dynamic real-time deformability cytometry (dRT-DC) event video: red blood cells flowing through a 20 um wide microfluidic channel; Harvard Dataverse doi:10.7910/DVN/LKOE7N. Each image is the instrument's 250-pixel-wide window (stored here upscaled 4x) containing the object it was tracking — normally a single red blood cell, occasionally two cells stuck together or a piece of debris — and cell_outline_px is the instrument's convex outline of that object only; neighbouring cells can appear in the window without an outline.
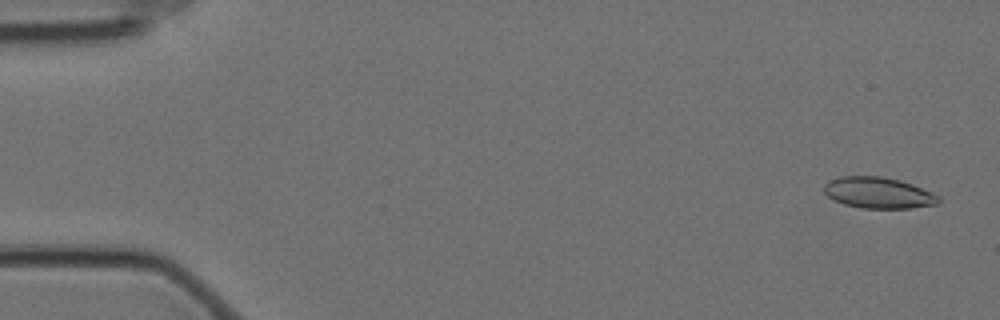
{"species": "Egyptian fruit bat (a non-hibernating species)", "species_latin": "Rousettus aegyptiacus", "temperature_condition": "cold", "stored_images_in_passage": 58, "camera_frame_rate_fps": 3000, "um_per_image_px": 0.085, "animal": {"sex": "female"}, "frame": {"image": 1, "passage_image": 3, "time_ms": 0.667, "image_size_px": [1000, 320], "cell_outline_px": [[940, 200], [936, 204], [908, 208], [860, 208], [844, 204], [828, 196], [824, 192], [824, 184], [828, 180], [840, 176], [884, 176], [900, 180], [912, 184], [932, 192], [940, 196]], "centroid_in_image_um": [74.65, 16.37], "position_along_channel_um": 10.4, "area_um2": 20.81}}
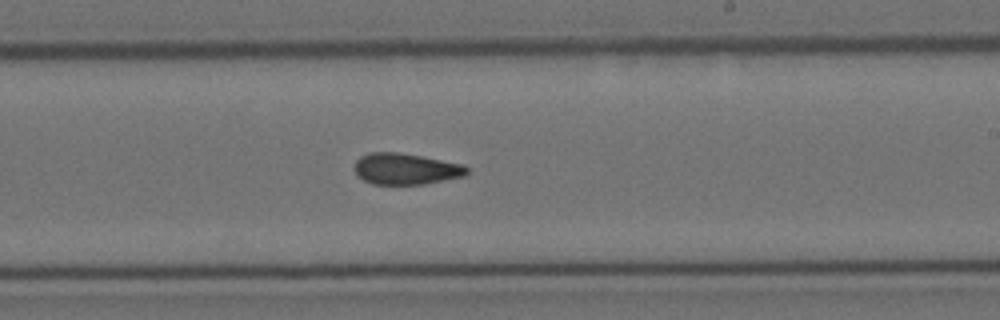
{"frame": {"image": 2, "passage_image": 35, "time_ms": 11.333, "image_size_px": [1000, 320], "cell_outline_px": [[468, 172], [464, 176], [424, 184], [372, 184], [364, 180], [352, 168], [356, 160], [360, 156], [368, 152], [396, 152], [420, 156], [464, 164], [468, 168]], "centroid_in_image_um": [34.47, 14.35], "position_along_channel_um": 254.5, "area_um2": 20.46}}
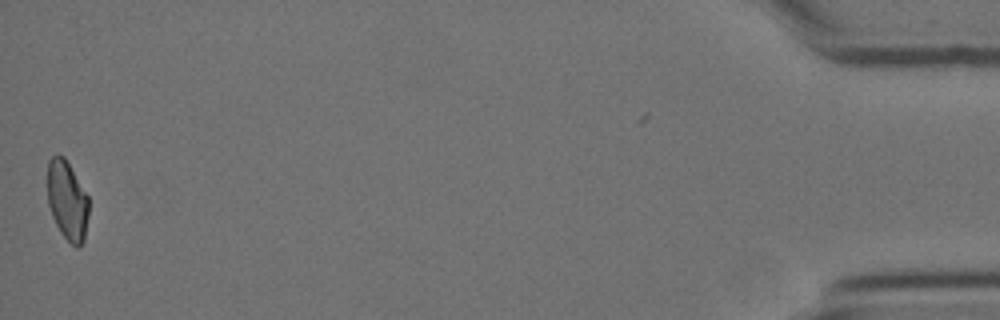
{"frame": {"image": 3, "passage_image": 58, "time_ms": 19.0, "image_size_px": [1000, 320], "cell_outline_px": [[88, 216], [84, 240], [80, 248], [76, 248], [60, 232], [52, 216], [48, 204], [48, 160], [56, 152], [64, 156], [88, 196]], "centroid_in_image_um": [5.71, 17.03], "position_along_channel_um": 429.5, "area_um2": 19.13}, "authors_computed_cell_mechanics": {"area_um2": 20.7791, "velocity_mm_per_s": 3.5144, "shape_relaxation_time_tau1_ms": null, "shape_relaxation_time_tau2_ms": 3.8744, "deformation_change_tau1": null, "deformation_change_tau2": 0.0984}}